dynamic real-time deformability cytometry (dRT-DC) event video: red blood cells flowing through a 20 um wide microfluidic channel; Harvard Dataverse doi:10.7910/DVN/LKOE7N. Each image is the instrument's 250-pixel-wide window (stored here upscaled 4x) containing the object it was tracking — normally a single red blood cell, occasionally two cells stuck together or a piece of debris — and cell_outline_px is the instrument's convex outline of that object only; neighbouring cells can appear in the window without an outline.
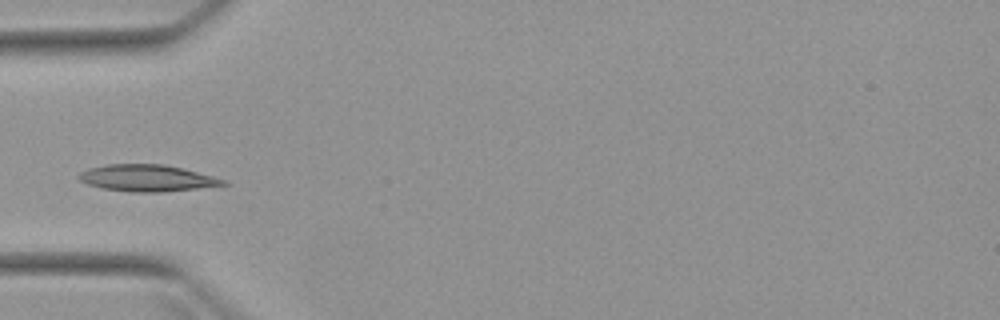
{"species": "Egyptian fruit bat (a non-hibernating species)", "species_latin": "Rousettus aegyptiacus", "temperature_condition": "warm", "stored_images_in_passage": 5, "camera_frame_rate_fps": 3000, "um_per_image_px": 0.085, "animal": {"sex": "female"}, "frame": {"image": 1, "passage_image": 4, "time_ms": 3.667, "image_size_px": [1000, 320], "cell_outline_px": [[232, 184], [164, 192], [132, 192], [104, 188], [88, 184], [80, 180], [76, 176], [80, 172], [88, 168], [108, 164], [164, 164], [184, 168], [228, 180]], "centroid_in_image_um": [12.56, 15.13], "position_along_channel_um": 72.4, "area_um2": 22.6}}
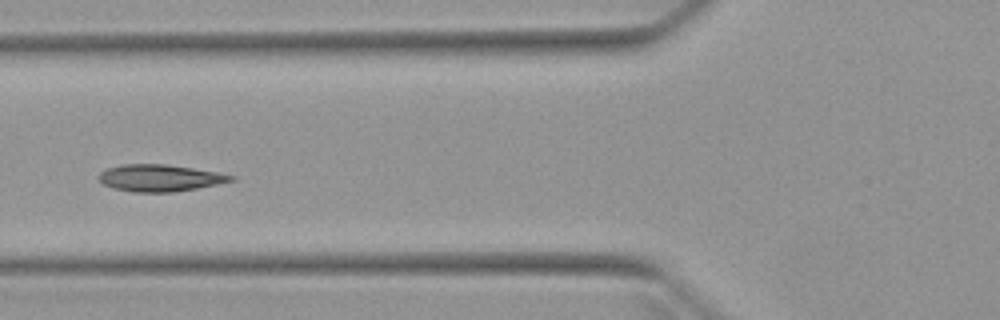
{"frame": {"image": 2, "passage_image": 5, "time_ms": 4.667, "image_size_px": [1000, 320], "cell_outline_px": [[236, 180], [196, 188], [172, 192], [132, 192], [112, 188], [104, 184], [96, 176], [100, 172], [108, 168], [124, 164], [164, 164], [192, 168], [216, 172], [236, 176]], "centroid_in_image_um": [13.56, 15.13], "position_along_channel_um": 112.2, "area_um2": 20.58}}